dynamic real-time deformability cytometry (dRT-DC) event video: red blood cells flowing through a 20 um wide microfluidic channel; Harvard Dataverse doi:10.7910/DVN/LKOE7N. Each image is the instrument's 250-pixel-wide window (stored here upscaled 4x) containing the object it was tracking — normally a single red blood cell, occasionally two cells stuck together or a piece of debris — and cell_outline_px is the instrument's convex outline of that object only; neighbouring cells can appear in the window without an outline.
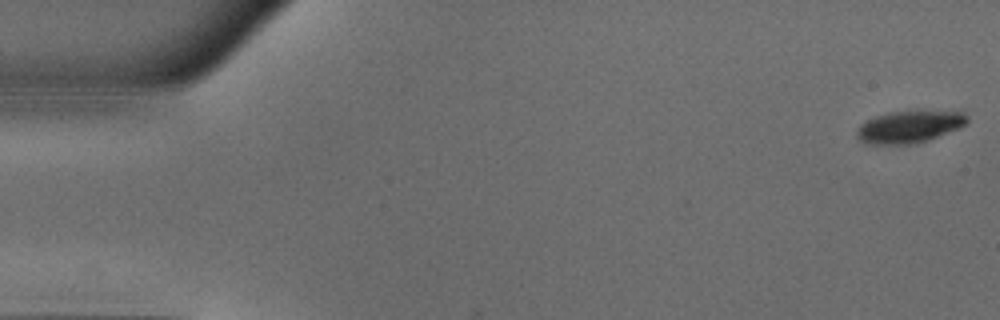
{"species": "common noctule bat (a hibernating species)", "species_latin": "Nyctalus noctula", "temperature_condition": "warm", "stored_images_in_passage": 50, "camera_frame_rate_fps": 3000, "um_per_image_px": 0.085, "animal": {"sex": "male", "body_mass_g": 18.8}, "frame": {"image": 1, "passage_image": 1, "time_ms": 0.0, "image_size_px": [1000, 320], "cell_outline_px": [[968, 124], [928, 140], [916, 144], [864, 144], [856, 136], [856, 132], [860, 124], [876, 116], [888, 112], [916, 108], [964, 112], [968, 116]], "centroid_in_image_um": [77.33, 10.73], "position_along_channel_um": 7.7, "area_um2": 21.5}}
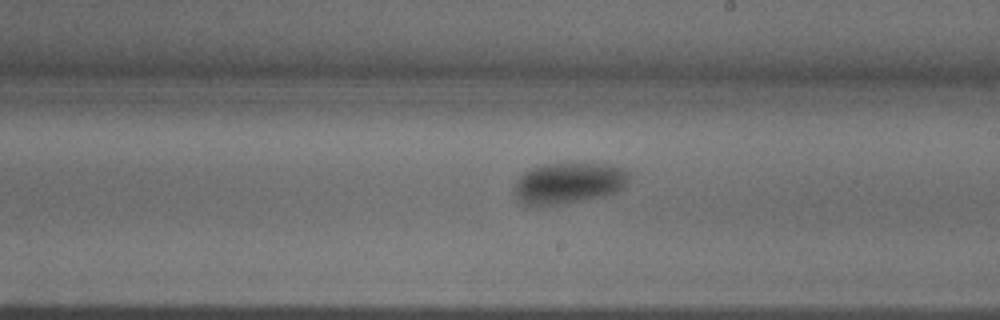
{"frame": {"image": 2, "passage_image": 29, "time_ms": 9.333, "image_size_px": [1000, 320], "cell_outline_px": [[628, 176], [624, 188], [616, 192], [600, 196], [556, 204], [524, 204], [516, 196], [512, 188], [516, 180], [524, 172], [532, 168], [544, 164], [612, 164], [624, 168], [628, 172]], "centroid_in_image_um": [48.33, 15.53], "position_along_channel_um": 240.7, "area_um2": 26.93}}
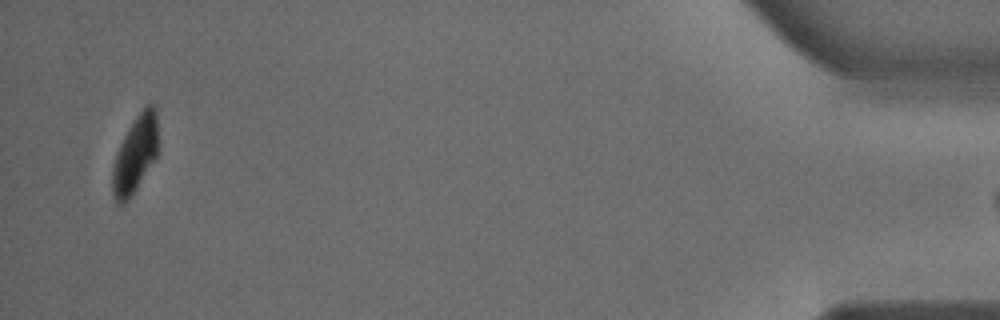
{"frame": {"image": 3, "passage_image": 49, "time_ms": 16.0, "image_size_px": [1000, 320], "cell_outline_px": [[156, 156], [136, 188], [120, 204], [116, 204], [112, 192], [112, 164], [116, 152], [128, 128], [144, 104], [156, 104]], "centroid_in_image_um": [11.45, 13.05], "position_along_channel_um": 423.7, "area_um2": 20.0}}